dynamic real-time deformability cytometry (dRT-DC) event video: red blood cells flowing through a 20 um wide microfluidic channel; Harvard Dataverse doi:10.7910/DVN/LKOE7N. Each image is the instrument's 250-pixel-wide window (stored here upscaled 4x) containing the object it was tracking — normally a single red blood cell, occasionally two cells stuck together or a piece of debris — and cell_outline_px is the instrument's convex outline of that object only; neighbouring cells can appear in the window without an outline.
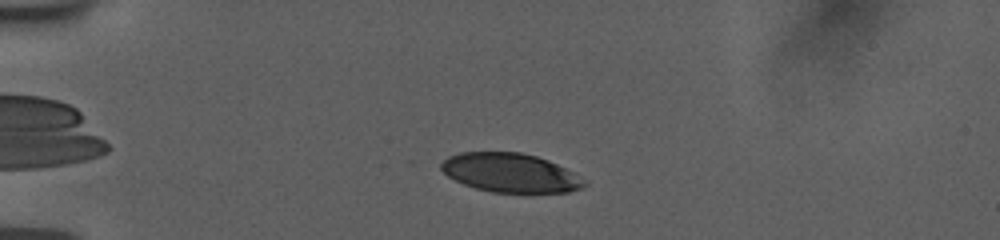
{"species": "human", "species_latin": "Homo sapiens", "temperature_condition": "room temperature", "stored_images_in_passage": 48, "camera_frame_rate_fps": 3000, "um_per_image_px": 0.085, "donor": {"sex": "female"}, "frame": {"image": 1, "passage_image": 7, "time_ms": 2.0, "image_size_px": [1000, 240], "cell_outline_px": [[588, 184], [580, 188], [568, 192], [492, 192], [476, 188], [464, 184], [448, 176], [440, 168], [440, 164], [448, 156], [460, 152], [520, 152], [536, 156], [548, 160], [588, 180]], "centroid_in_image_um": [43.38, 14.68], "position_along_channel_um": 41.6, "area_um2": 32.37}}
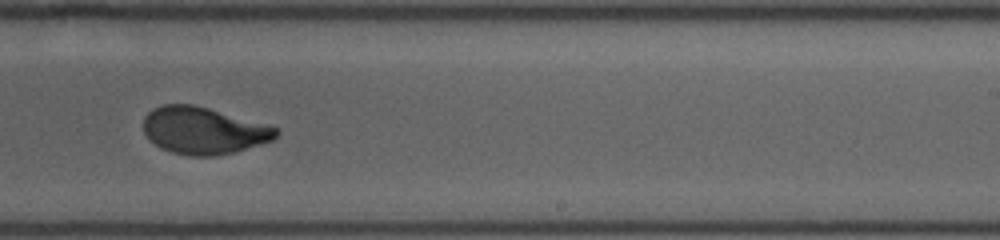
{"frame": {"image": 2, "passage_image": 29, "time_ms": 9.333, "image_size_px": [1000, 240], "cell_outline_px": [[280, 132], [272, 140], [260, 144], [232, 152], [216, 156], [188, 156], [172, 152], [160, 148], [148, 140], [144, 132], [144, 116], [152, 108], [164, 104], [196, 104], [268, 124], [280, 128]], "centroid_in_image_um": [17.29, 11.08], "position_along_channel_um": 271.7, "area_um2": 36.76}}
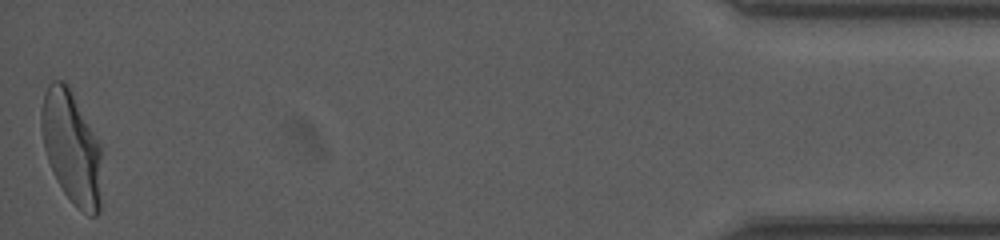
{"frame": {"image": 3, "passage_image": 48, "time_ms": 15.667, "image_size_px": [1000, 240], "cell_outline_px": [[100, 212], [96, 216], [88, 216], [64, 192], [56, 180], [52, 172], [44, 148], [40, 124], [40, 112], [44, 92], [48, 84], [52, 80], [64, 80], [68, 84], [100, 144]], "centroid_in_image_um": [6.05, 12.49], "position_along_channel_um": 429.2, "area_um2": 39.54}, "authors_computed_cell_mechanics": {"area_um2": 36.6741, "velocity_mm_per_s": 3.7475, "shape_relaxation_time_tau1_ms": 4.8083, "shape_relaxation_time_tau2_ms": 0.9233, "deformation_change_tau1": 0.2127, "deformation_change_tau2": 0.0454}}